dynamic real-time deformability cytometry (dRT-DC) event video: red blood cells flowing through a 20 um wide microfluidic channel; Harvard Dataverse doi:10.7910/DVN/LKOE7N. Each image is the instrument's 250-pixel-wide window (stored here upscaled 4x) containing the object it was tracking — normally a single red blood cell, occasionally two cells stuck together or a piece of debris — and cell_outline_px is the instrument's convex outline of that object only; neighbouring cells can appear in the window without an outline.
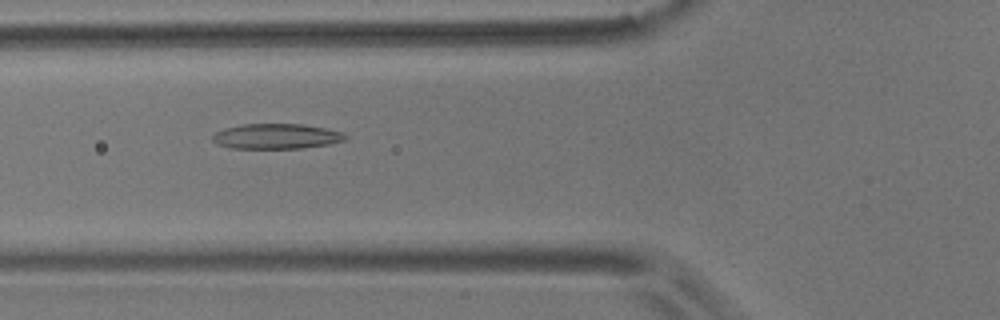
{"species": "common noctule bat (a hibernating species)", "species_latin": "Nyctalus noctula", "temperature_condition": "room temperature", "stored_images_in_passage": 47, "camera_frame_rate_fps": 3000, "um_per_image_px": 0.085, "animal": {"sex": "male", "body_mass_g": 17.9}, "frame": {"image": 1, "passage_image": 11, "time_ms": 3.333, "image_size_px": [1000, 320], "cell_outline_px": [[348, 136], [344, 140], [328, 144], [300, 148], [232, 148], [216, 144], [212, 140], [212, 136], [216, 132], [224, 128], [240, 124], [300, 124], [328, 128], [344, 132]], "centroid_in_image_um": [23.49, 11.58], "position_along_channel_um": 102.3, "area_um2": 19.54}}
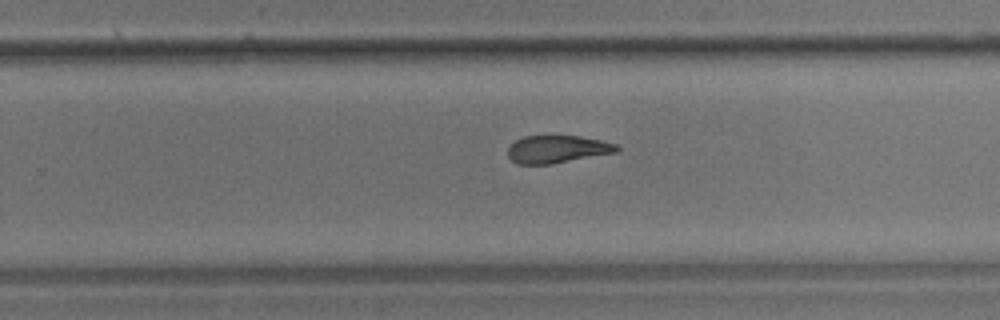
{"frame": {"image": 2, "passage_image": 26, "time_ms": 8.333, "image_size_px": [1000, 320], "cell_outline_px": [[620, 148], [616, 152], [552, 164], [516, 164], [508, 156], [508, 148], [516, 140], [524, 136], [580, 136], [600, 140], [616, 144]], "centroid_in_image_um": [47.35, 12.68], "position_along_channel_um": 282.4, "area_um2": 17.4}}
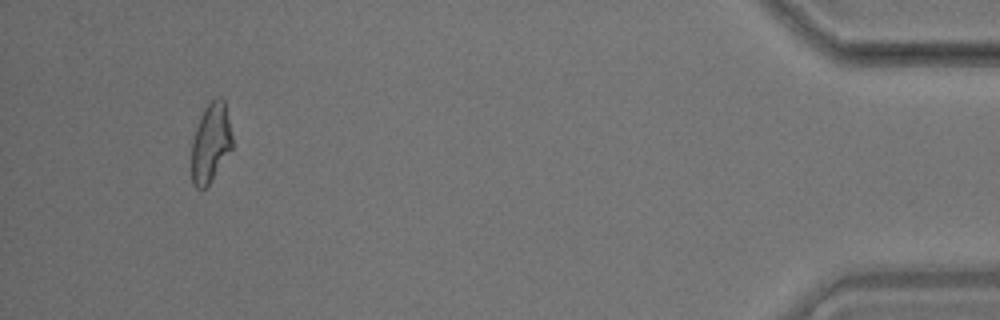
{"frame": {"image": 3, "passage_image": 43, "time_ms": 14.0, "image_size_px": [1000, 320], "cell_outline_px": [[232, 148], [212, 180], [204, 188], [196, 188], [192, 184], [192, 136], [200, 116], [204, 108], [216, 96], [220, 96], [224, 100], [232, 136]], "centroid_in_image_um": [17.89, 12.12], "position_along_channel_um": 417.3, "area_um2": 18.79}, "authors_computed_cell_mechanics": {"area_um2": 19.2474, "velocity_mm_per_s": 3.6014, "shape_relaxation_time_tau1_ms": null, "shape_relaxation_time_tau2_ms": 3.2716, "deformation_change_tau1": null, "deformation_change_tau2": 0.1209}}